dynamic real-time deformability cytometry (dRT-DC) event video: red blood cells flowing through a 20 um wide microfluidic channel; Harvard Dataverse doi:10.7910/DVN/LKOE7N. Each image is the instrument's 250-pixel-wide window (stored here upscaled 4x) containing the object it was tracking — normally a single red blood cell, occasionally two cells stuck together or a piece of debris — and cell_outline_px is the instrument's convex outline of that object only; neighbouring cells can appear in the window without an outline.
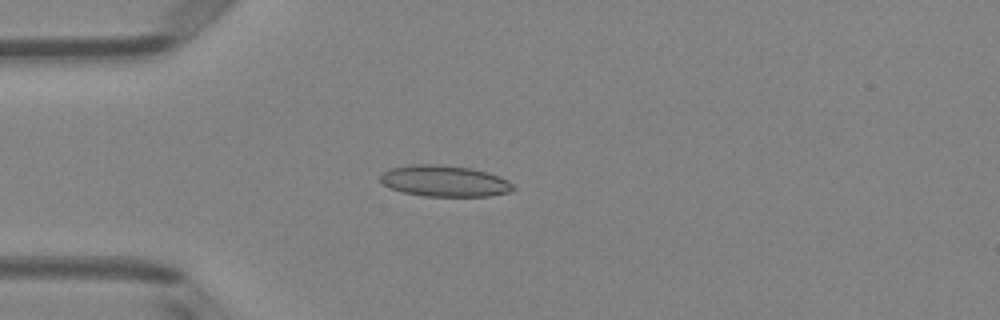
{"species": "Egyptian fruit bat (a non-hibernating species)", "species_latin": "Rousettus aegyptiacus", "temperature_condition": "room temperature", "stored_images_in_passage": 41, "camera_frame_rate_fps": 3000, "um_per_image_px": 0.085, "animal": {"sex": "female"}, "frame": {"image": 1, "passage_image": 5, "time_ms": 1.333, "image_size_px": [1000, 320], "cell_outline_px": [[516, 188], [508, 192], [488, 196], [424, 196], [404, 192], [388, 188], [380, 180], [380, 172], [388, 168], [412, 164], [440, 164], [472, 168], [488, 172], [500, 176], [508, 180]], "centroid_in_image_um": [37.75, 15.37], "position_along_channel_um": 47.2, "area_um2": 24.45}}
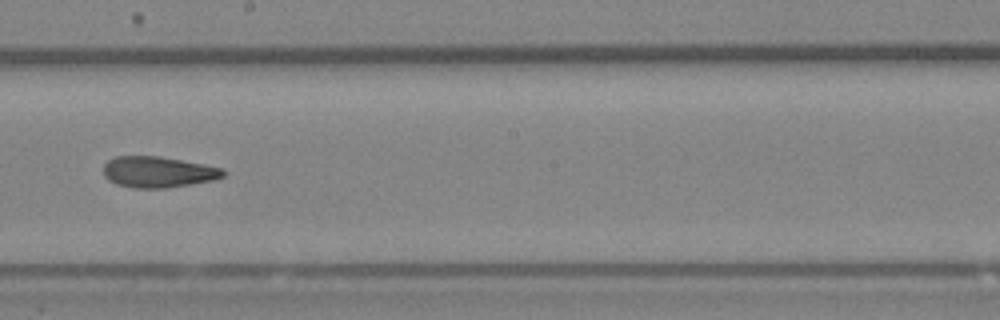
{"frame": {"image": 2, "passage_image": 20, "time_ms": 6.333, "image_size_px": [1000, 320], "cell_outline_px": [[228, 172], [224, 176], [216, 180], [168, 188], [136, 188], [116, 184], [108, 180], [104, 176], [104, 164], [108, 160], [116, 156], [160, 156], [204, 164], [224, 168]], "centroid_in_image_um": [13.48, 14.62], "position_along_channel_um": 234.7, "area_um2": 21.96}}
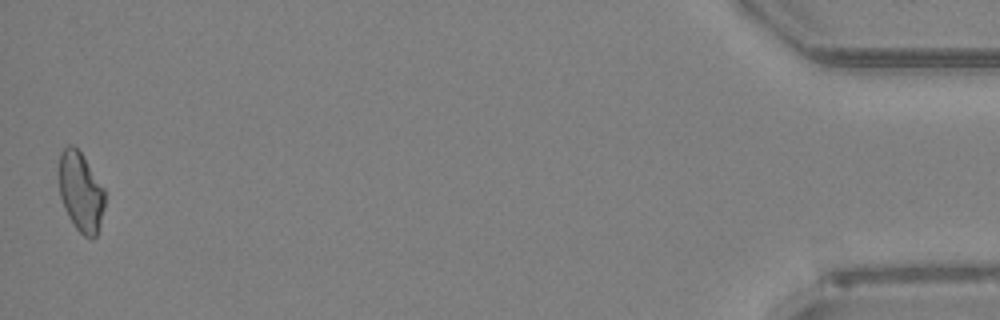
{"frame": {"image": 3, "passage_image": 41, "time_ms": 13.333, "image_size_px": [1000, 320], "cell_outline_px": [[104, 208], [96, 236], [92, 240], [84, 236], [76, 228], [68, 216], [64, 208], [60, 196], [56, 172], [60, 152], [68, 144], [72, 144], [80, 152], [104, 188]], "centroid_in_image_um": [6.81, 16.29], "position_along_channel_um": 428.4, "area_um2": 21.56}, "authors_computed_cell_mechanics": {"area_um2": 21.9062, "velocity_mm_per_s": 4.0687, "shape_relaxation_time_tau1_ms": null, "shape_relaxation_time_tau2_ms": 7.2503, "deformation_change_tau1": null, "deformation_change_tau2": 0.1748}}